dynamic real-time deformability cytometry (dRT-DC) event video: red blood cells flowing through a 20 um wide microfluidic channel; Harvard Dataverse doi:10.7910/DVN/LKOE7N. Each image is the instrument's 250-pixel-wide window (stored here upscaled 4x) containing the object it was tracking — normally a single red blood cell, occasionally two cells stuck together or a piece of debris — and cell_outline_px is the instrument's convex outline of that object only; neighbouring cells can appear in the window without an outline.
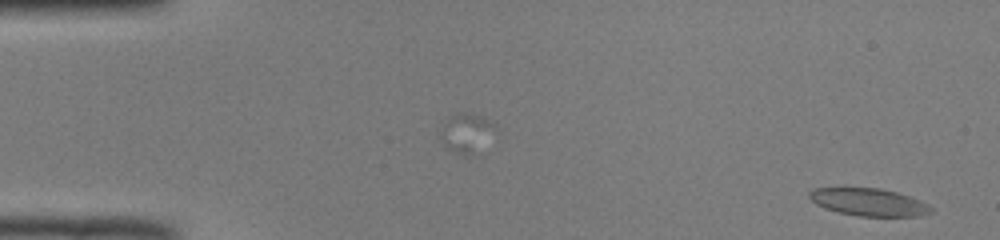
{"species": "common noctule bat (a hibernating species)", "species_latin": "Nyctalus noctula", "temperature_condition": "room temperature", "stored_images_in_passage": 42, "camera_frame_rate_fps": 3000, "um_per_image_px": 0.085, "animal": {"sex": "male", "body_mass_g": 19.0, "forearm_length_mm": 50.8}, "frame": {"image": 1, "passage_image": 2, "time_ms": 0.333, "image_size_px": [1000, 240], "cell_outline_px": [[932, 212], [916, 216], [860, 216], [840, 212], [824, 208], [816, 204], [808, 196], [808, 192], [812, 188], [880, 188], [896, 192], [908, 196], [928, 204], [932, 208]], "centroid_in_image_um": [73.81, 17.17], "position_along_channel_um": 11.2, "area_um2": 19.31}}
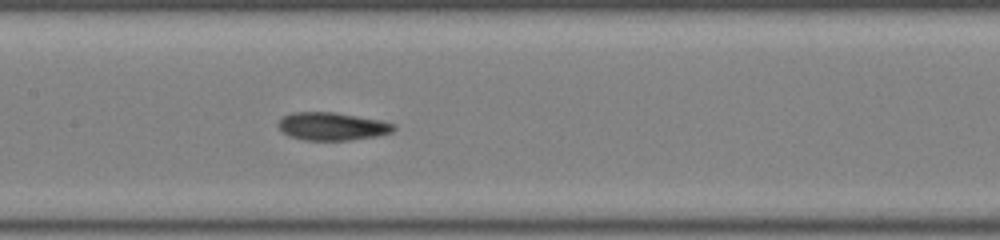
{"frame": {"image": 2, "passage_image": 25, "time_ms": 8.0, "image_size_px": [1000, 240], "cell_outline_px": [[396, 128], [392, 132], [376, 136], [348, 140], [304, 140], [288, 136], [280, 128], [280, 120], [284, 116], [292, 112], [332, 112], [380, 120], [396, 124]], "centroid_in_image_um": [28.26, 10.74], "position_along_channel_um": 179.1, "area_um2": 18.55}}
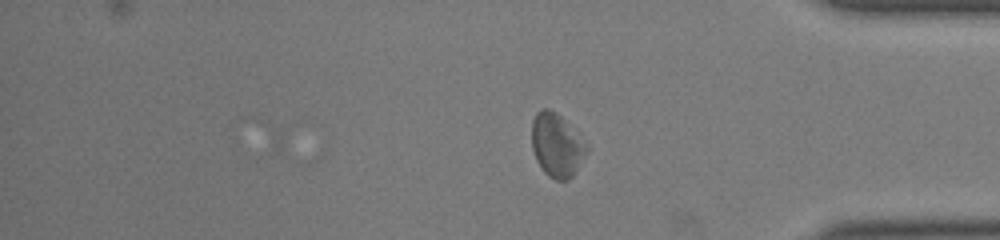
{"frame": {"image": 3, "passage_image": 42, "time_ms": 13.667, "image_size_px": [1000, 240], "cell_outline_px": [[588, 148], [576, 172], [568, 180], [556, 180], [548, 176], [544, 172], [536, 160], [532, 148], [532, 120], [536, 112], [540, 108], [548, 108], [556, 112], [588, 144]], "centroid_in_image_um": [47.3, 12.34], "position_along_channel_um": 387.9, "area_um2": 20.29}, "authors_computed_cell_mechanics": {"area_um2": 19.074, "velocity_mm_per_s": 3.9544, "shape_relaxation_time_tau1_ms": 6.7202, "shape_relaxation_time_tau2_ms": 2.4808, "deformation_change_tau1": 0.164, "deformation_change_tau2": 0.0944}}